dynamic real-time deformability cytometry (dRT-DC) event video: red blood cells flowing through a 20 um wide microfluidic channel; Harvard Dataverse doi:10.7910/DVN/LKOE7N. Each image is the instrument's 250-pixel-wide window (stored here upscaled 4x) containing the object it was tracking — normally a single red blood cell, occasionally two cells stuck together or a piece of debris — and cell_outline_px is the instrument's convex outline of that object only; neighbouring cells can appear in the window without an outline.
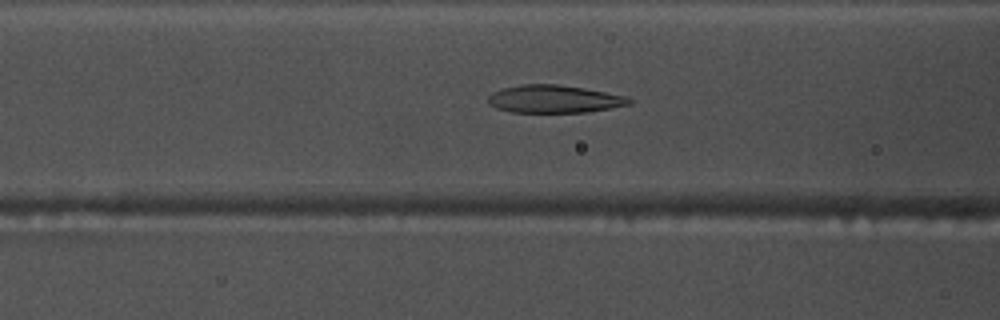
{"species": "common noctule bat (a hibernating species)", "species_latin": "Nyctalus noctula", "temperature_condition": "warm", "stored_images_in_passage": 51, "camera_frame_rate_fps": 3000, "um_per_image_px": 0.085, "animal": {"sex": "male", "body_mass_g": 17.5, "forearm_length_mm": 52.3}, "frame": {"image": 1, "passage_image": 19, "time_ms": 6.0, "image_size_px": [1000, 320], "cell_outline_px": [[632, 104], [612, 108], [588, 112], [512, 112], [496, 108], [488, 104], [488, 96], [492, 92], [504, 88], [520, 84], [556, 84], [584, 88], [624, 96], [632, 100]], "centroid_in_image_um": [47.08, 8.42], "position_along_channel_um": 119.5, "area_um2": 22.77}}
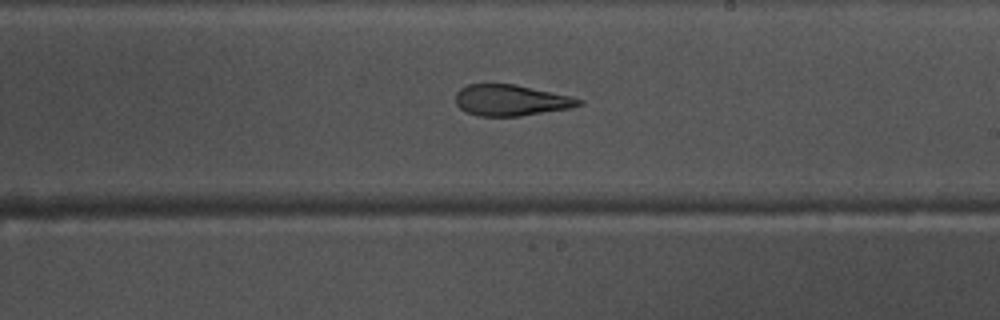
{"frame": {"image": 2, "passage_image": 29, "time_ms": 9.333, "image_size_px": [1000, 320], "cell_outline_px": [[584, 104], [568, 108], [520, 116], [476, 116], [464, 112], [456, 104], [456, 92], [460, 88], [468, 84], [516, 84], [568, 96], [584, 100]], "centroid_in_image_um": [43.38, 8.52], "position_along_channel_um": 245.6, "area_um2": 22.25}}
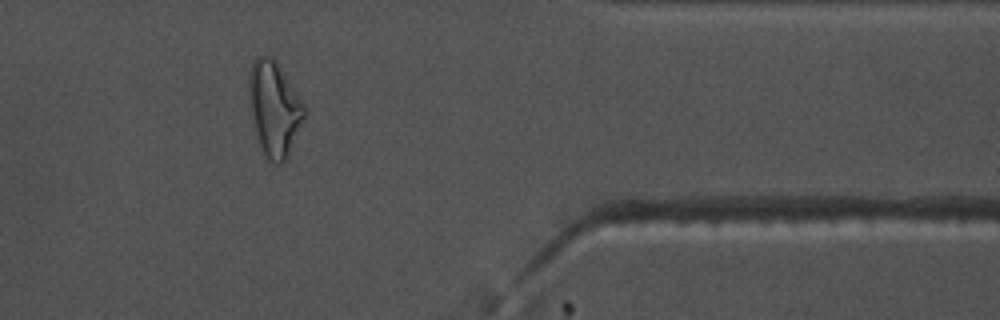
{"frame": {"image": 3, "passage_image": 42, "time_ms": 13.667, "image_size_px": [1000, 320], "cell_outline_px": [[304, 116], [288, 156], [280, 164], [276, 164], [268, 160], [260, 144], [252, 112], [248, 80], [252, 64], [256, 56], [268, 56], [276, 60], [304, 104]], "centroid_in_image_um": [23.32, 9.2], "position_along_channel_um": 388.1, "area_um2": 29.42}, "authors_computed_cell_mechanics": {"area_um2": 24.1604, "velocity_mm_per_s": 3.7966, "shape_relaxation_time_tau1_ms": 10.0956, "shape_relaxation_time_tau2_ms": 2.4953, "deformation_change_tau1": 0.3039, "deformation_change_tau2": 0.1195}}